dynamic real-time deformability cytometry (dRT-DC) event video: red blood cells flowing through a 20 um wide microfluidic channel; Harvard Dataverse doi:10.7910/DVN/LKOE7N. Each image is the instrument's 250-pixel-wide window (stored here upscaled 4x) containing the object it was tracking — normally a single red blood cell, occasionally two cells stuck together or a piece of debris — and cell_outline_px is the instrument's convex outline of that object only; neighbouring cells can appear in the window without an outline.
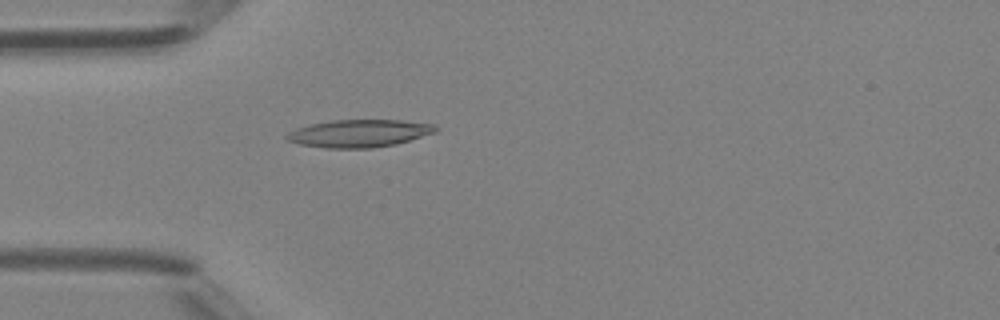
{"species": "Egyptian fruit bat (a non-hibernating species)", "species_latin": "Rousettus aegyptiacus", "temperature_condition": "room temperature", "stored_images_in_passage": 41, "camera_frame_rate_fps": 3000, "um_per_image_px": 0.085, "animal": {"sex": "female"}, "frame": {"image": 1, "passage_image": 8, "time_ms": 2.333, "image_size_px": [1000, 320], "cell_outline_px": [[440, 128], [436, 132], [396, 144], [372, 148], [328, 148], [300, 144], [288, 140], [284, 136], [288, 132], [296, 128], [312, 124], [332, 120], [400, 120], [436, 124]], "centroid_in_image_um": [30.56, 11.33], "position_along_channel_um": 54.4, "area_um2": 23.93}}
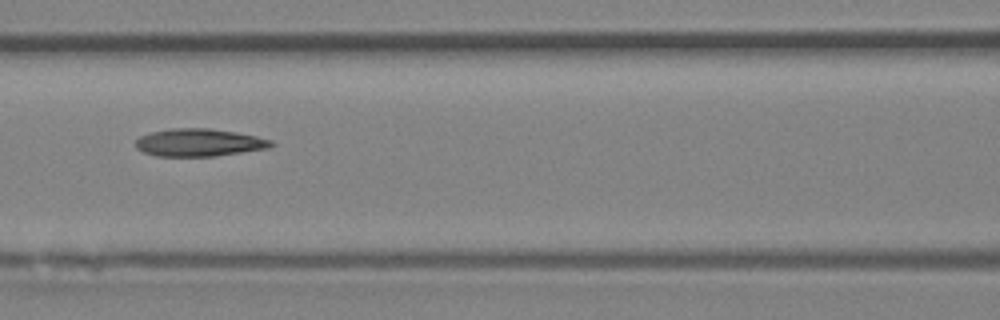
{"frame": {"image": 2, "passage_image": 15, "time_ms": 4.667, "image_size_px": [1000, 320], "cell_outline_px": [[276, 144], [268, 148], [216, 156], [156, 156], [144, 152], [136, 148], [136, 140], [140, 136], [152, 132], [168, 128], [208, 128], [236, 132], [256, 136], [272, 140]], "centroid_in_image_um": [16.93, 12.11], "position_along_channel_um": 149.7, "area_um2": 21.85}}
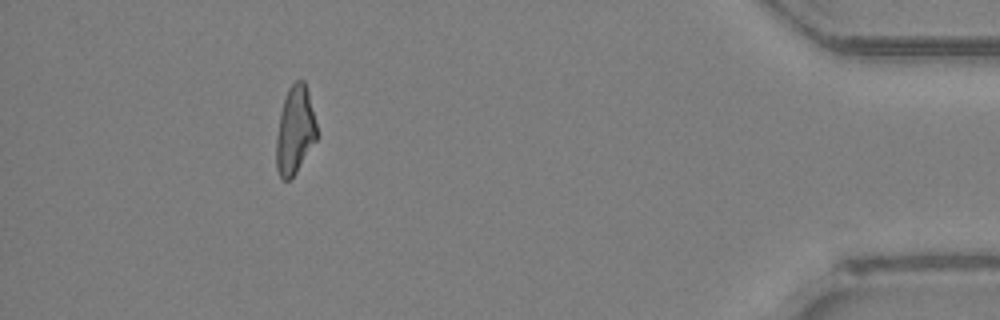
{"frame": {"image": 3, "passage_image": 37, "time_ms": 12.0, "image_size_px": [1000, 320], "cell_outline_px": [[316, 140], [296, 172], [288, 180], [284, 180], [280, 176], [276, 168], [276, 136], [280, 112], [288, 88], [296, 80], [304, 80], [308, 92], [316, 124]], "centroid_in_image_um": [25.05, 11.07], "position_along_channel_um": 410.2, "area_um2": 20.46}, "authors_computed_cell_mechanics": {"area_um2": 21.8484, "velocity_mm_per_s": 4.35, "shape_relaxation_time_tau1_ms": null, "shape_relaxation_time_tau2_ms": 3.4012, "deformation_change_tau1": null, "deformation_change_tau2": 0.1324}}